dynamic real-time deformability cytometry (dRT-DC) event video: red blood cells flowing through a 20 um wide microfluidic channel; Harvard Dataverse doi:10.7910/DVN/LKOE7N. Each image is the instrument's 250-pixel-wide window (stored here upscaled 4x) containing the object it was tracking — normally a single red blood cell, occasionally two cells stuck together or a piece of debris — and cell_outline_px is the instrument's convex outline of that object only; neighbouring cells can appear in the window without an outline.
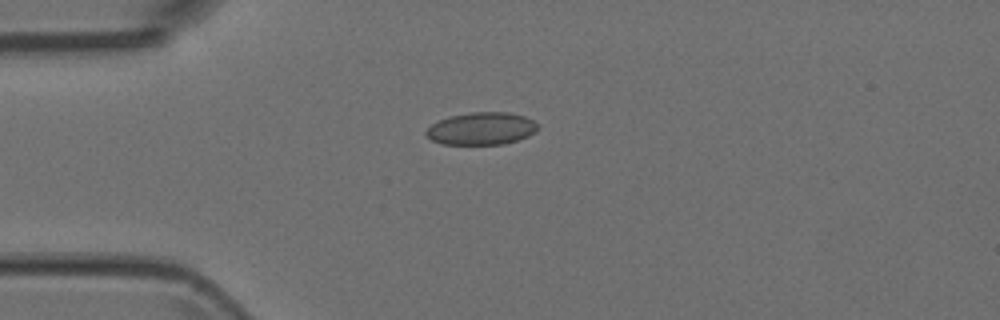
{"species": "Egyptian fruit bat (a non-hibernating species)", "species_latin": "Rousettus aegyptiacus", "temperature_condition": "room temperature", "stored_images_in_passage": 2, "camera_frame_rate_fps": 3000, "um_per_image_px": 0.085, "animal": {"sex": "female"}, "frame": {"image": 1, "passage_image": 1, "time_ms": 0.0, "image_size_px": [1000, 320], "cell_outline_px": [[536, 132], [528, 136], [504, 144], [440, 144], [424, 136], [424, 132], [432, 124], [448, 116], [472, 112], [508, 112], [524, 116], [532, 120], [536, 124]], "centroid_in_image_um": [40.88, 10.93], "position_along_channel_um": 44.1, "area_um2": 21.1}}